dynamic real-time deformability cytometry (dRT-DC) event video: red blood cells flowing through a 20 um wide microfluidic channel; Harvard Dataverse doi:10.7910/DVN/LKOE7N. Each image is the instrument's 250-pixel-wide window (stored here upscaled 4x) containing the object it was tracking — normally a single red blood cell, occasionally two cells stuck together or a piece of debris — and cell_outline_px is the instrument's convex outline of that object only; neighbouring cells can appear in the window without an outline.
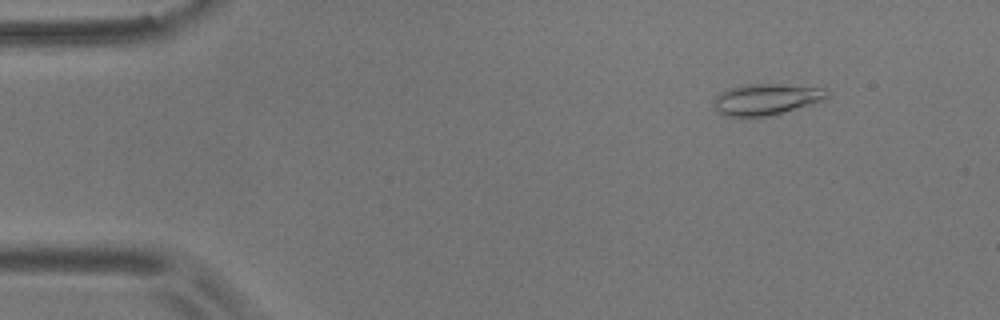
{"species": "common noctule bat (a hibernating species)", "species_latin": "Nyctalus noctula", "temperature_condition": "room temperature", "stored_images_in_passage": 43, "camera_frame_rate_fps": 3000, "um_per_image_px": 0.085, "animal": {"sex": "male", "body_mass_g": 17.9}, "frame": {"image": 1, "passage_image": 7, "time_ms": 2.0, "image_size_px": [1000, 320], "cell_outline_px": [[828, 96], [824, 100], [812, 104], [784, 112], [768, 116], [724, 116], [712, 104], [716, 96], [728, 88], [748, 84], [780, 84], [824, 88], [828, 92]], "centroid_in_image_um": [65.14, 8.44], "position_along_channel_um": 19.9, "area_um2": 20.46}}
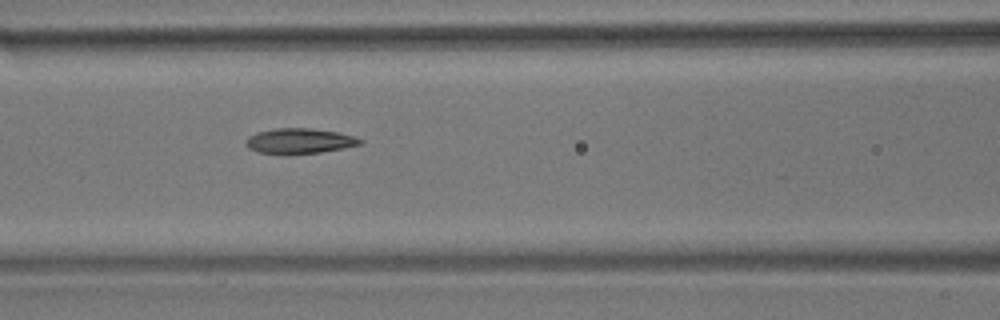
{"frame": {"image": 2, "passage_image": 24, "time_ms": 7.667, "image_size_px": [1000, 320], "cell_outline_px": [[364, 144], [344, 148], [320, 152], [288, 156], [284, 156], [260, 152], [248, 148], [244, 144], [244, 140], [248, 136], [256, 132], [276, 128], [312, 128], [336, 132], [352, 136], [364, 140]], "centroid_in_image_um": [25.41, 12.01], "position_along_channel_um": 141.2, "area_um2": 17.34}}
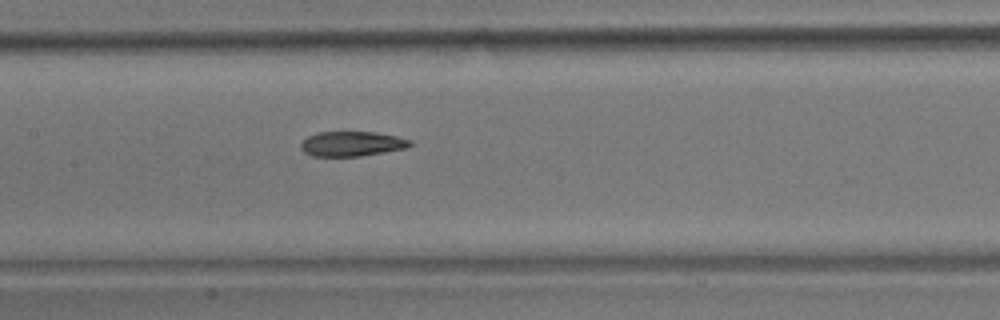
{"frame": {"image": 3, "passage_image": 27, "time_ms": 8.667, "image_size_px": [1000, 320], "cell_outline_px": [[412, 144], [408, 148], [360, 156], [312, 156], [304, 152], [300, 148], [300, 144], [308, 136], [316, 132], [376, 132], [396, 136], [412, 140]], "centroid_in_image_um": [29.92, 12.22], "position_along_channel_um": 177.5, "area_um2": 15.9}}